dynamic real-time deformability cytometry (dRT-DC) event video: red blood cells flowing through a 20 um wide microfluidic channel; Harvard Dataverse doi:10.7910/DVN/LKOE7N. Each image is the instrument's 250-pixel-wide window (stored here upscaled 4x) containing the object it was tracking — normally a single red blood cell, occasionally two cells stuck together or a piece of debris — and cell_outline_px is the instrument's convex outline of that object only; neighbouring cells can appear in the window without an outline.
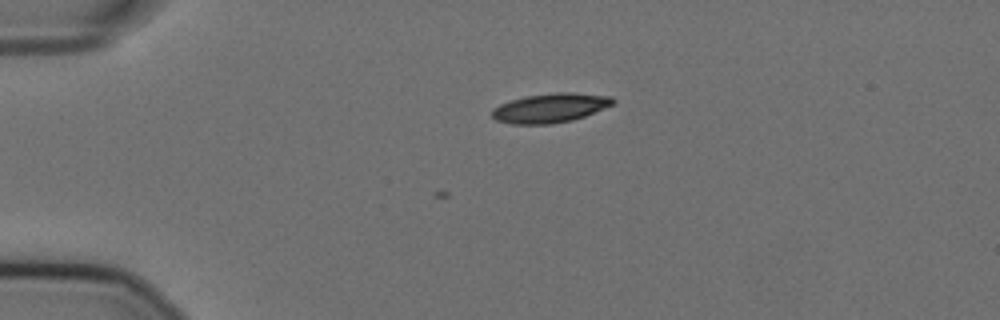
{"species": "Egyptian fruit bat (a non-hibernating species)", "species_latin": "Rousettus aegyptiacus", "temperature_condition": "cold", "stored_images_in_passage": 4, "camera_frame_rate_fps": 3000, "um_per_image_px": 0.085, "animal": {"sex": "female"}, "frame": {"image": 1, "passage_image": 4, "time_ms": 1.0, "image_size_px": [1000, 320], "cell_outline_px": [[616, 100], [612, 104], [584, 116], [572, 120], [552, 124], [512, 124], [496, 120], [492, 116], [492, 108], [500, 104], [512, 100], [528, 96], [556, 92], [572, 92], [612, 96]], "centroid_in_image_um": [46.77, 9.17], "position_along_channel_um": 38.2, "area_um2": 20.46}}